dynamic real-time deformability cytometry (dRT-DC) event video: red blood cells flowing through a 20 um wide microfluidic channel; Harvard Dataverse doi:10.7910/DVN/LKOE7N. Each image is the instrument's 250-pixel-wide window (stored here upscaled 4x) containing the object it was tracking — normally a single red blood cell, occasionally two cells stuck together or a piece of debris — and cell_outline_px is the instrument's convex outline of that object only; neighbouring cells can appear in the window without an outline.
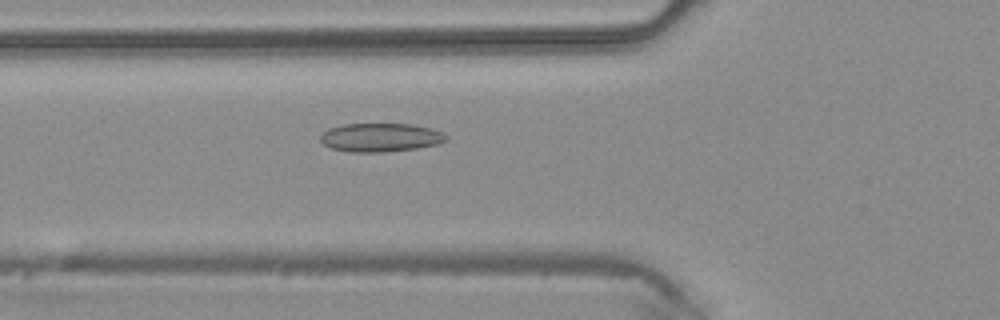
{"species": "common noctule bat (a hibernating species)", "species_latin": "Nyctalus noctula", "temperature_condition": "warm", "stored_images_in_passage": 31, "camera_frame_rate_fps": 3000, "um_per_image_px": 0.085, "animal": {"sex": "male", "body_mass_g": 20.4}, "frame": {"image": 1, "passage_image": 8, "time_ms": 2.333, "image_size_px": [1000, 320], "cell_outline_px": [[448, 140], [440, 144], [416, 148], [384, 152], [348, 152], [328, 148], [320, 140], [320, 136], [328, 128], [344, 124], [412, 124], [444, 132], [448, 136]], "centroid_in_image_um": [32.35, 11.69], "position_along_channel_um": 93.5, "area_um2": 21.15}}
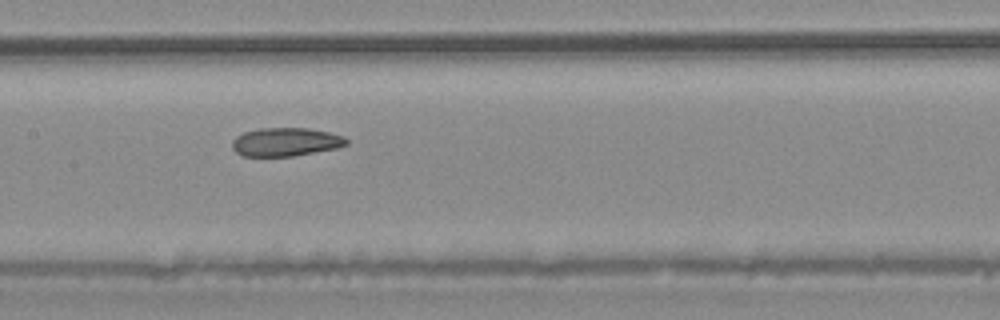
{"frame": {"image": 2, "passage_image": 14, "time_ms": 4.333, "image_size_px": [1000, 320], "cell_outline_px": [[348, 144], [336, 148], [292, 156], [240, 156], [232, 148], [232, 140], [236, 136], [244, 132], [260, 128], [308, 128], [328, 132], [344, 136], [348, 140]], "centroid_in_image_um": [24.26, 12.06], "position_along_channel_um": 183.1, "area_um2": 18.96}}
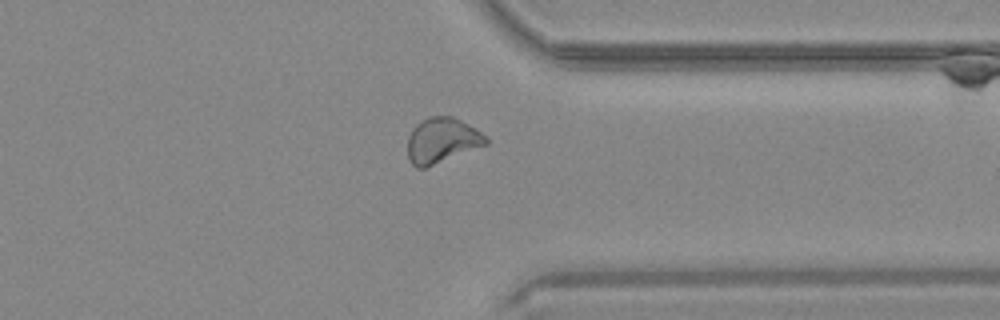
{"frame": {"image": 3, "passage_image": 27, "time_ms": 8.667, "image_size_px": [1000, 320], "cell_outline_px": [[488, 144], [424, 168], [416, 168], [408, 160], [408, 136], [412, 128], [420, 120], [428, 116], [452, 116], [468, 124], [488, 136]], "centroid_in_image_um": [37.55, 11.92], "position_along_channel_um": 373.9, "area_um2": 20.75}}